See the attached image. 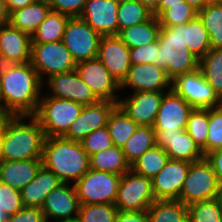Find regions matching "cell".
<instances>
[{"label": "cell", "instance_id": "6da1fadb", "mask_svg": "<svg viewBox=\"0 0 222 222\" xmlns=\"http://www.w3.org/2000/svg\"><path fill=\"white\" fill-rule=\"evenodd\" d=\"M38 72L29 63L0 64V99L2 108L14 116H31L41 99Z\"/></svg>", "mask_w": 222, "mask_h": 222}, {"label": "cell", "instance_id": "7a4b0ae2", "mask_svg": "<svg viewBox=\"0 0 222 222\" xmlns=\"http://www.w3.org/2000/svg\"><path fill=\"white\" fill-rule=\"evenodd\" d=\"M42 165L63 183H74L90 169L89 155L78 141L62 137H46Z\"/></svg>", "mask_w": 222, "mask_h": 222}, {"label": "cell", "instance_id": "3957f363", "mask_svg": "<svg viewBox=\"0 0 222 222\" xmlns=\"http://www.w3.org/2000/svg\"><path fill=\"white\" fill-rule=\"evenodd\" d=\"M27 118L30 120L28 124L24 122ZM45 138L39 121L33 115L13 116L0 140L4 161L42 159Z\"/></svg>", "mask_w": 222, "mask_h": 222}, {"label": "cell", "instance_id": "277c9868", "mask_svg": "<svg viewBox=\"0 0 222 222\" xmlns=\"http://www.w3.org/2000/svg\"><path fill=\"white\" fill-rule=\"evenodd\" d=\"M157 66L173 80L198 68L199 59L189 50L183 37V24L161 27L158 35Z\"/></svg>", "mask_w": 222, "mask_h": 222}, {"label": "cell", "instance_id": "5b68a950", "mask_svg": "<svg viewBox=\"0 0 222 222\" xmlns=\"http://www.w3.org/2000/svg\"><path fill=\"white\" fill-rule=\"evenodd\" d=\"M83 104L68 99L41 96L36 113L45 137H62L79 117Z\"/></svg>", "mask_w": 222, "mask_h": 222}, {"label": "cell", "instance_id": "8992f818", "mask_svg": "<svg viewBox=\"0 0 222 222\" xmlns=\"http://www.w3.org/2000/svg\"><path fill=\"white\" fill-rule=\"evenodd\" d=\"M121 176L90 168L87 173L74 183L80 205H114Z\"/></svg>", "mask_w": 222, "mask_h": 222}, {"label": "cell", "instance_id": "52a82bcc", "mask_svg": "<svg viewBox=\"0 0 222 222\" xmlns=\"http://www.w3.org/2000/svg\"><path fill=\"white\" fill-rule=\"evenodd\" d=\"M220 184L211 164L204 157L191 162L183 183L179 201L184 205L216 198Z\"/></svg>", "mask_w": 222, "mask_h": 222}, {"label": "cell", "instance_id": "ba28073f", "mask_svg": "<svg viewBox=\"0 0 222 222\" xmlns=\"http://www.w3.org/2000/svg\"><path fill=\"white\" fill-rule=\"evenodd\" d=\"M171 89L193 108L211 109L222 106V100L199 68L176 76L171 81Z\"/></svg>", "mask_w": 222, "mask_h": 222}, {"label": "cell", "instance_id": "9c48e42d", "mask_svg": "<svg viewBox=\"0 0 222 222\" xmlns=\"http://www.w3.org/2000/svg\"><path fill=\"white\" fill-rule=\"evenodd\" d=\"M30 64L38 72L41 81L44 83V75L49 78L55 74L73 71L77 63L60 40L49 43H32Z\"/></svg>", "mask_w": 222, "mask_h": 222}, {"label": "cell", "instance_id": "30bf717a", "mask_svg": "<svg viewBox=\"0 0 222 222\" xmlns=\"http://www.w3.org/2000/svg\"><path fill=\"white\" fill-rule=\"evenodd\" d=\"M154 201L152 179L132 170L121 176L114 203L118 211H147Z\"/></svg>", "mask_w": 222, "mask_h": 222}, {"label": "cell", "instance_id": "8fae6325", "mask_svg": "<svg viewBox=\"0 0 222 222\" xmlns=\"http://www.w3.org/2000/svg\"><path fill=\"white\" fill-rule=\"evenodd\" d=\"M101 35L82 18L71 17L67 22L62 42L76 63L97 58Z\"/></svg>", "mask_w": 222, "mask_h": 222}, {"label": "cell", "instance_id": "7c38bea8", "mask_svg": "<svg viewBox=\"0 0 222 222\" xmlns=\"http://www.w3.org/2000/svg\"><path fill=\"white\" fill-rule=\"evenodd\" d=\"M75 70L100 101L119 102L120 84L98 58L77 63Z\"/></svg>", "mask_w": 222, "mask_h": 222}, {"label": "cell", "instance_id": "4fadbf2b", "mask_svg": "<svg viewBox=\"0 0 222 222\" xmlns=\"http://www.w3.org/2000/svg\"><path fill=\"white\" fill-rule=\"evenodd\" d=\"M117 105L118 103L111 101L84 105L79 117L71 124L63 137L80 142L93 131L106 127L109 116Z\"/></svg>", "mask_w": 222, "mask_h": 222}, {"label": "cell", "instance_id": "5bb4252c", "mask_svg": "<svg viewBox=\"0 0 222 222\" xmlns=\"http://www.w3.org/2000/svg\"><path fill=\"white\" fill-rule=\"evenodd\" d=\"M165 91H137L118 105L138 126H153Z\"/></svg>", "mask_w": 222, "mask_h": 222}, {"label": "cell", "instance_id": "9a60e30c", "mask_svg": "<svg viewBox=\"0 0 222 222\" xmlns=\"http://www.w3.org/2000/svg\"><path fill=\"white\" fill-rule=\"evenodd\" d=\"M47 81L52 92L49 96L68 99L83 105H92L100 101L76 70L52 75Z\"/></svg>", "mask_w": 222, "mask_h": 222}, {"label": "cell", "instance_id": "2e32d148", "mask_svg": "<svg viewBox=\"0 0 222 222\" xmlns=\"http://www.w3.org/2000/svg\"><path fill=\"white\" fill-rule=\"evenodd\" d=\"M190 163L169 159L152 179L155 200H178Z\"/></svg>", "mask_w": 222, "mask_h": 222}, {"label": "cell", "instance_id": "e0dca14e", "mask_svg": "<svg viewBox=\"0 0 222 222\" xmlns=\"http://www.w3.org/2000/svg\"><path fill=\"white\" fill-rule=\"evenodd\" d=\"M97 58L119 84L131 67L130 48L117 35L101 36Z\"/></svg>", "mask_w": 222, "mask_h": 222}, {"label": "cell", "instance_id": "ac0fdd59", "mask_svg": "<svg viewBox=\"0 0 222 222\" xmlns=\"http://www.w3.org/2000/svg\"><path fill=\"white\" fill-rule=\"evenodd\" d=\"M166 91L152 127L154 130H185L193 107L172 89Z\"/></svg>", "mask_w": 222, "mask_h": 222}, {"label": "cell", "instance_id": "d6986e66", "mask_svg": "<svg viewBox=\"0 0 222 222\" xmlns=\"http://www.w3.org/2000/svg\"><path fill=\"white\" fill-rule=\"evenodd\" d=\"M72 184L62 183L47 194L41 207L47 222L49 218L58 221L78 216L80 202Z\"/></svg>", "mask_w": 222, "mask_h": 222}, {"label": "cell", "instance_id": "ffe728a7", "mask_svg": "<svg viewBox=\"0 0 222 222\" xmlns=\"http://www.w3.org/2000/svg\"><path fill=\"white\" fill-rule=\"evenodd\" d=\"M171 79L167 76L165 69L152 63L132 64L128 74L120 84V89L130 87L137 91H164L171 90Z\"/></svg>", "mask_w": 222, "mask_h": 222}, {"label": "cell", "instance_id": "44dd1931", "mask_svg": "<svg viewBox=\"0 0 222 222\" xmlns=\"http://www.w3.org/2000/svg\"><path fill=\"white\" fill-rule=\"evenodd\" d=\"M156 144L162 147L170 159L186 162H197L204 158L202 150L186 130H155Z\"/></svg>", "mask_w": 222, "mask_h": 222}, {"label": "cell", "instance_id": "7402d4cb", "mask_svg": "<svg viewBox=\"0 0 222 222\" xmlns=\"http://www.w3.org/2000/svg\"><path fill=\"white\" fill-rule=\"evenodd\" d=\"M31 35L12 27H0V64L29 63L31 60Z\"/></svg>", "mask_w": 222, "mask_h": 222}, {"label": "cell", "instance_id": "603a6c76", "mask_svg": "<svg viewBox=\"0 0 222 222\" xmlns=\"http://www.w3.org/2000/svg\"><path fill=\"white\" fill-rule=\"evenodd\" d=\"M118 6L112 0H87L80 18L101 36L118 35Z\"/></svg>", "mask_w": 222, "mask_h": 222}, {"label": "cell", "instance_id": "cb8c5ba5", "mask_svg": "<svg viewBox=\"0 0 222 222\" xmlns=\"http://www.w3.org/2000/svg\"><path fill=\"white\" fill-rule=\"evenodd\" d=\"M62 183L52 171L42 165L35 178L20 190L23 205L41 208L47 194Z\"/></svg>", "mask_w": 222, "mask_h": 222}, {"label": "cell", "instance_id": "d4e9b609", "mask_svg": "<svg viewBox=\"0 0 222 222\" xmlns=\"http://www.w3.org/2000/svg\"><path fill=\"white\" fill-rule=\"evenodd\" d=\"M42 166V159L3 161L0 165V182L21 190L33 180Z\"/></svg>", "mask_w": 222, "mask_h": 222}, {"label": "cell", "instance_id": "484cf974", "mask_svg": "<svg viewBox=\"0 0 222 222\" xmlns=\"http://www.w3.org/2000/svg\"><path fill=\"white\" fill-rule=\"evenodd\" d=\"M50 11L48 0H36L26 7L11 12L9 24L32 36Z\"/></svg>", "mask_w": 222, "mask_h": 222}, {"label": "cell", "instance_id": "4316f807", "mask_svg": "<svg viewBox=\"0 0 222 222\" xmlns=\"http://www.w3.org/2000/svg\"><path fill=\"white\" fill-rule=\"evenodd\" d=\"M89 162L91 169L117 175H123L131 170V165L127 161L122 148L115 145L89 156Z\"/></svg>", "mask_w": 222, "mask_h": 222}, {"label": "cell", "instance_id": "83f0119b", "mask_svg": "<svg viewBox=\"0 0 222 222\" xmlns=\"http://www.w3.org/2000/svg\"><path fill=\"white\" fill-rule=\"evenodd\" d=\"M160 28L157 17L153 15L143 23L121 30L117 36L131 49L155 42L158 39Z\"/></svg>", "mask_w": 222, "mask_h": 222}, {"label": "cell", "instance_id": "f1b7e54d", "mask_svg": "<svg viewBox=\"0 0 222 222\" xmlns=\"http://www.w3.org/2000/svg\"><path fill=\"white\" fill-rule=\"evenodd\" d=\"M147 213L150 222H189L188 206L179 200H155Z\"/></svg>", "mask_w": 222, "mask_h": 222}, {"label": "cell", "instance_id": "f546056e", "mask_svg": "<svg viewBox=\"0 0 222 222\" xmlns=\"http://www.w3.org/2000/svg\"><path fill=\"white\" fill-rule=\"evenodd\" d=\"M71 17L50 11L31 36L32 43H49L62 40L67 22Z\"/></svg>", "mask_w": 222, "mask_h": 222}, {"label": "cell", "instance_id": "4dcf8cb0", "mask_svg": "<svg viewBox=\"0 0 222 222\" xmlns=\"http://www.w3.org/2000/svg\"><path fill=\"white\" fill-rule=\"evenodd\" d=\"M183 37L184 43L198 59L211 49L208 32L198 15L190 22L183 24Z\"/></svg>", "mask_w": 222, "mask_h": 222}, {"label": "cell", "instance_id": "1f68e13d", "mask_svg": "<svg viewBox=\"0 0 222 222\" xmlns=\"http://www.w3.org/2000/svg\"><path fill=\"white\" fill-rule=\"evenodd\" d=\"M156 132L152 126H138L135 133L122 146V151L129 164L142 156L147 150L155 147Z\"/></svg>", "mask_w": 222, "mask_h": 222}, {"label": "cell", "instance_id": "d6a6232c", "mask_svg": "<svg viewBox=\"0 0 222 222\" xmlns=\"http://www.w3.org/2000/svg\"><path fill=\"white\" fill-rule=\"evenodd\" d=\"M113 145L121 147L135 133L138 125L117 105L111 112L106 125Z\"/></svg>", "mask_w": 222, "mask_h": 222}, {"label": "cell", "instance_id": "836d02e7", "mask_svg": "<svg viewBox=\"0 0 222 222\" xmlns=\"http://www.w3.org/2000/svg\"><path fill=\"white\" fill-rule=\"evenodd\" d=\"M198 68L222 100V48H211L199 59Z\"/></svg>", "mask_w": 222, "mask_h": 222}, {"label": "cell", "instance_id": "e575fe53", "mask_svg": "<svg viewBox=\"0 0 222 222\" xmlns=\"http://www.w3.org/2000/svg\"><path fill=\"white\" fill-rule=\"evenodd\" d=\"M169 159L165 150L156 145L136 159L131 164V170L136 174L153 179Z\"/></svg>", "mask_w": 222, "mask_h": 222}, {"label": "cell", "instance_id": "d590c367", "mask_svg": "<svg viewBox=\"0 0 222 222\" xmlns=\"http://www.w3.org/2000/svg\"><path fill=\"white\" fill-rule=\"evenodd\" d=\"M198 16L208 32L211 48H222V2L208 3Z\"/></svg>", "mask_w": 222, "mask_h": 222}, {"label": "cell", "instance_id": "8d00e7d4", "mask_svg": "<svg viewBox=\"0 0 222 222\" xmlns=\"http://www.w3.org/2000/svg\"><path fill=\"white\" fill-rule=\"evenodd\" d=\"M152 16V11L139 0L125 1L119 4L117 10L118 33L125 28L143 23Z\"/></svg>", "mask_w": 222, "mask_h": 222}, {"label": "cell", "instance_id": "74e56055", "mask_svg": "<svg viewBox=\"0 0 222 222\" xmlns=\"http://www.w3.org/2000/svg\"><path fill=\"white\" fill-rule=\"evenodd\" d=\"M209 109L193 108L189 114L186 132L194 140L195 144L206 155V139L208 135Z\"/></svg>", "mask_w": 222, "mask_h": 222}, {"label": "cell", "instance_id": "f35d334b", "mask_svg": "<svg viewBox=\"0 0 222 222\" xmlns=\"http://www.w3.org/2000/svg\"><path fill=\"white\" fill-rule=\"evenodd\" d=\"M189 222H222V208L216 198L188 205Z\"/></svg>", "mask_w": 222, "mask_h": 222}, {"label": "cell", "instance_id": "ab89813d", "mask_svg": "<svg viewBox=\"0 0 222 222\" xmlns=\"http://www.w3.org/2000/svg\"><path fill=\"white\" fill-rule=\"evenodd\" d=\"M197 15L198 11L184 1L182 5L171 6L165 9L157 19L161 27H174L190 22Z\"/></svg>", "mask_w": 222, "mask_h": 222}, {"label": "cell", "instance_id": "60d3db41", "mask_svg": "<svg viewBox=\"0 0 222 222\" xmlns=\"http://www.w3.org/2000/svg\"><path fill=\"white\" fill-rule=\"evenodd\" d=\"M118 209L113 204L80 205L78 218L81 222H115Z\"/></svg>", "mask_w": 222, "mask_h": 222}, {"label": "cell", "instance_id": "b9f144b4", "mask_svg": "<svg viewBox=\"0 0 222 222\" xmlns=\"http://www.w3.org/2000/svg\"><path fill=\"white\" fill-rule=\"evenodd\" d=\"M222 149V106L209 109L206 154Z\"/></svg>", "mask_w": 222, "mask_h": 222}, {"label": "cell", "instance_id": "7bdbcfd3", "mask_svg": "<svg viewBox=\"0 0 222 222\" xmlns=\"http://www.w3.org/2000/svg\"><path fill=\"white\" fill-rule=\"evenodd\" d=\"M80 143L89 156L113 146L112 138L107 127L93 131L81 140Z\"/></svg>", "mask_w": 222, "mask_h": 222}, {"label": "cell", "instance_id": "ee69618b", "mask_svg": "<svg viewBox=\"0 0 222 222\" xmlns=\"http://www.w3.org/2000/svg\"><path fill=\"white\" fill-rule=\"evenodd\" d=\"M24 207L21 191L0 182V209L6 215H12Z\"/></svg>", "mask_w": 222, "mask_h": 222}, {"label": "cell", "instance_id": "f6af8a7d", "mask_svg": "<svg viewBox=\"0 0 222 222\" xmlns=\"http://www.w3.org/2000/svg\"><path fill=\"white\" fill-rule=\"evenodd\" d=\"M158 40L130 49L131 64L157 65Z\"/></svg>", "mask_w": 222, "mask_h": 222}, {"label": "cell", "instance_id": "bcb514c9", "mask_svg": "<svg viewBox=\"0 0 222 222\" xmlns=\"http://www.w3.org/2000/svg\"><path fill=\"white\" fill-rule=\"evenodd\" d=\"M51 11L80 17L87 0H48Z\"/></svg>", "mask_w": 222, "mask_h": 222}, {"label": "cell", "instance_id": "7dc6e473", "mask_svg": "<svg viewBox=\"0 0 222 222\" xmlns=\"http://www.w3.org/2000/svg\"><path fill=\"white\" fill-rule=\"evenodd\" d=\"M6 222H47L41 208L24 206L15 214L6 216Z\"/></svg>", "mask_w": 222, "mask_h": 222}, {"label": "cell", "instance_id": "c3c4849f", "mask_svg": "<svg viewBox=\"0 0 222 222\" xmlns=\"http://www.w3.org/2000/svg\"><path fill=\"white\" fill-rule=\"evenodd\" d=\"M115 222H150L147 211H118Z\"/></svg>", "mask_w": 222, "mask_h": 222}, {"label": "cell", "instance_id": "681fc988", "mask_svg": "<svg viewBox=\"0 0 222 222\" xmlns=\"http://www.w3.org/2000/svg\"><path fill=\"white\" fill-rule=\"evenodd\" d=\"M204 157L211 164L212 169L217 176L219 184L222 185V149L210 152Z\"/></svg>", "mask_w": 222, "mask_h": 222}, {"label": "cell", "instance_id": "f907efd6", "mask_svg": "<svg viewBox=\"0 0 222 222\" xmlns=\"http://www.w3.org/2000/svg\"><path fill=\"white\" fill-rule=\"evenodd\" d=\"M185 0H160L158 7L152 12L155 17H158L165 9L171 6L182 5Z\"/></svg>", "mask_w": 222, "mask_h": 222}, {"label": "cell", "instance_id": "816d5d0a", "mask_svg": "<svg viewBox=\"0 0 222 222\" xmlns=\"http://www.w3.org/2000/svg\"><path fill=\"white\" fill-rule=\"evenodd\" d=\"M35 1L36 0H6V3L9 13H11L19 8L26 7Z\"/></svg>", "mask_w": 222, "mask_h": 222}, {"label": "cell", "instance_id": "f5cc1de1", "mask_svg": "<svg viewBox=\"0 0 222 222\" xmlns=\"http://www.w3.org/2000/svg\"><path fill=\"white\" fill-rule=\"evenodd\" d=\"M14 115L11 112L0 110V140L4 134V131Z\"/></svg>", "mask_w": 222, "mask_h": 222}, {"label": "cell", "instance_id": "db71d44e", "mask_svg": "<svg viewBox=\"0 0 222 222\" xmlns=\"http://www.w3.org/2000/svg\"><path fill=\"white\" fill-rule=\"evenodd\" d=\"M9 17L6 0H0V27L9 24Z\"/></svg>", "mask_w": 222, "mask_h": 222}, {"label": "cell", "instance_id": "11a10c76", "mask_svg": "<svg viewBox=\"0 0 222 222\" xmlns=\"http://www.w3.org/2000/svg\"><path fill=\"white\" fill-rule=\"evenodd\" d=\"M185 1L193 8H195L197 11H200L209 3L208 0H185Z\"/></svg>", "mask_w": 222, "mask_h": 222}, {"label": "cell", "instance_id": "9f6ffc18", "mask_svg": "<svg viewBox=\"0 0 222 222\" xmlns=\"http://www.w3.org/2000/svg\"><path fill=\"white\" fill-rule=\"evenodd\" d=\"M144 6H146L150 11H154L160 2V0H139Z\"/></svg>", "mask_w": 222, "mask_h": 222}, {"label": "cell", "instance_id": "6f0895ef", "mask_svg": "<svg viewBox=\"0 0 222 222\" xmlns=\"http://www.w3.org/2000/svg\"><path fill=\"white\" fill-rule=\"evenodd\" d=\"M216 199L218 200L221 208H222V185L219 187V191L217 192Z\"/></svg>", "mask_w": 222, "mask_h": 222}, {"label": "cell", "instance_id": "680465c9", "mask_svg": "<svg viewBox=\"0 0 222 222\" xmlns=\"http://www.w3.org/2000/svg\"><path fill=\"white\" fill-rule=\"evenodd\" d=\"M57 222H81V221L78 217H75L71 219L58 220Z\"/></svg>", "mask_w": 222, "mask_h": 222}, {"label": "cell", "instance_id": "91938a15", "mask_svg": "<svg viewBox=\"0 0 222 222\" xmlns=\"http://www.w3.org/2000/svg\"><path fill=\"white\" fill-rule=\"evenodd\" d=\"M0 222H6V215L0 209Z\"/></svg>", "mask_w": 222, "mask_h": 222}, {"label": "cell", "instance_id": "94428289", "mask_svg": "<svg viewBox=\"0 0 222 222\" xmlns=\"http://www.w3.org/2000/svg\"><path fill=\"white\" fill-rule=\"evenodd\" d=\"M4 159H3V155H2V146H1V142H0V165L3 163Z\"/></svg>", "mask_w": 222, "mask_h": 222}, {"label": "cell", "instance_id": "6125c7cd", "mask_svg": "<svg viewBox=\"0 0 222 222\" xmlns=\"http://www.w3.org/2000/svg\"><path fill=\"white\" fill-rule=\"evenodd\" d=\"M113 2L117 3V4H121L125 1H129V0H112Z\"/></svg>", "mask_w": 222, "mask_h": 222}, {"label": "cell", "instance_id": "be15d7a7", "mask_svg": "<svg viewBox=\"0 0 222 222\" xmlns=\"http://www.w3.org/2000/svg\"><path fill=\"white\" fill-rule=\"evenodd\" d=\"M209 3L222 2V0H208Z\"/></svg>", "mask_w": 222, "mask_h": 222}, {"label": "cell", "instance_id": "e7e4bbea", "mask_svg": "<svg viewBox=\"0 0 222 222\" xmlns=\"http://www.w3.org/2000/svg\"><path fill=\"white\" fill-rule=\"evenodd\" d=\"M1 109H3V108H2L1 99H0V110H1Z\"/></svg>", "mask_w": 222, "mask_h": 222}]
</instances>
